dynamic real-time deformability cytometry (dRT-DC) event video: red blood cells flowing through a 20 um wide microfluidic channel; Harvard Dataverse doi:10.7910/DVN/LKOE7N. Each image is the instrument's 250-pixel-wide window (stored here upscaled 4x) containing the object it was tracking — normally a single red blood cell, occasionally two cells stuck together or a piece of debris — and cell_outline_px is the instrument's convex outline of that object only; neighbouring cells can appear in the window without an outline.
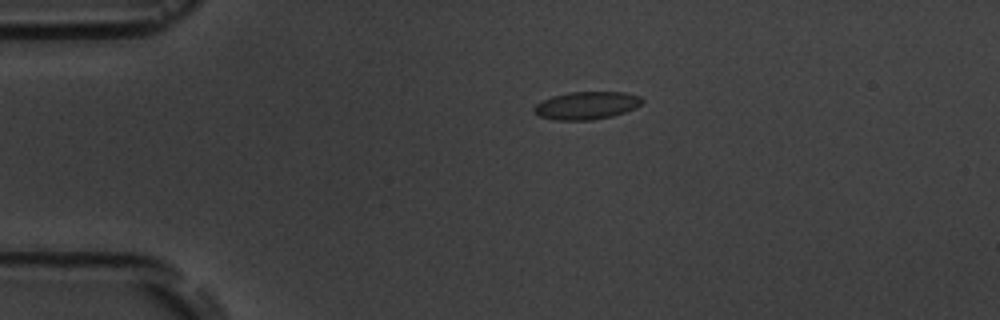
{"species": "common noctule bat (a hibernating species)", "species_latin": "Nyctalus noctula", "temperature_condition": "room temperature", "stored_images_in_passage": 6, "camera_frame_rate_fps": 3000, "um_per_image_px": 0.085, "animal": {"sex": "male", "body_mass_g": 19.5, "forearm_length_mm": 54.6}, "frame": {"image": 1, "passage_image": 3, "time_ms": 3.333, "image_size_px": [1000, 320], "cell_outline_px": [[644, 100], [636, 108], [612, 116], [592, 120], [552, 120], [540, 116], [532, 112], [532, 108], [536, 104], [552, 96], [568, 92], [624, 92], [640, 96]], "centroid_in_image_um": [49.84, 8.97], "position_along_channel_um": 35.2, "area_um2": 17.57}}
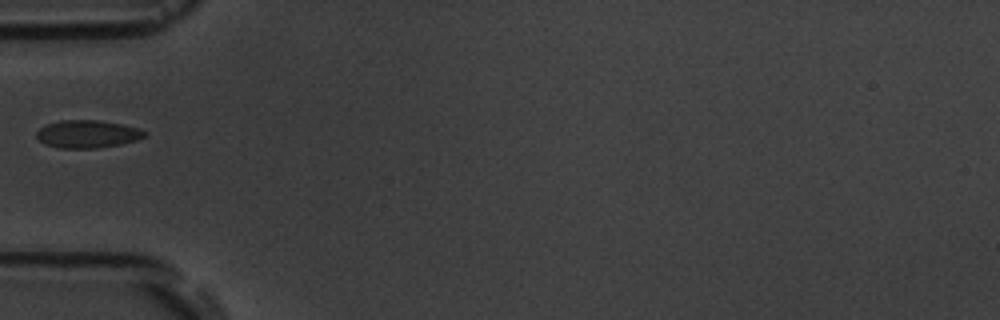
{"frame": {"image": 2, "passage_image": 5, "time_ms": 5.667, "image_size_px": [1000, 320], "cell_outline_px": [[148, 132], [144, 136], [136, 140], [120, 144], [96, 148], [60, 148], [44, 144], [36, 136], [36, 132], [44, 124], [60, 120], [100, 120], [120, 124], [136, 128]], "centroid_in_image_um": [7.38, 11.39], "position_along_channel_um": 77.6, "area_um2": 17.4}}
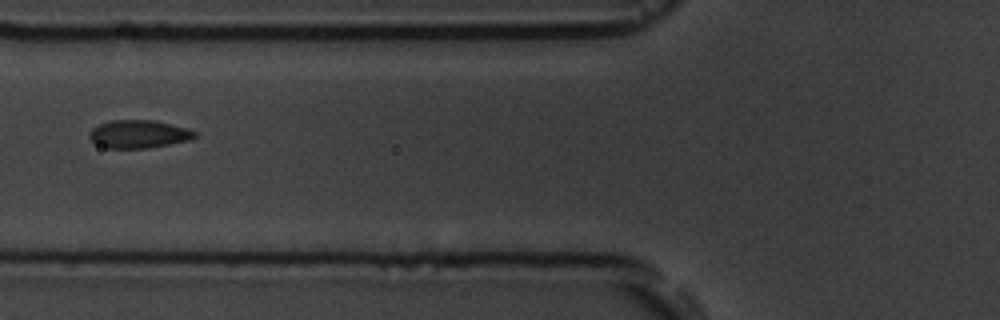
{"frame": {"image": 3, "passage_image": 6, "time_ms": 6.667, "image_size_px": [1000, 320], "cell_outline_px": [[196, 136], [188, 140], [148, 148], [108, 148], [96, 144], [88, 136], [88, 132], [92, 128], [100, 124], [112, 120], [156, 120], [188, 128], [196, 132]], "centroid_in_image_um": [11.77, 11.39], "position_along_channel_um": 114.0, "area_um2": 17.17}}